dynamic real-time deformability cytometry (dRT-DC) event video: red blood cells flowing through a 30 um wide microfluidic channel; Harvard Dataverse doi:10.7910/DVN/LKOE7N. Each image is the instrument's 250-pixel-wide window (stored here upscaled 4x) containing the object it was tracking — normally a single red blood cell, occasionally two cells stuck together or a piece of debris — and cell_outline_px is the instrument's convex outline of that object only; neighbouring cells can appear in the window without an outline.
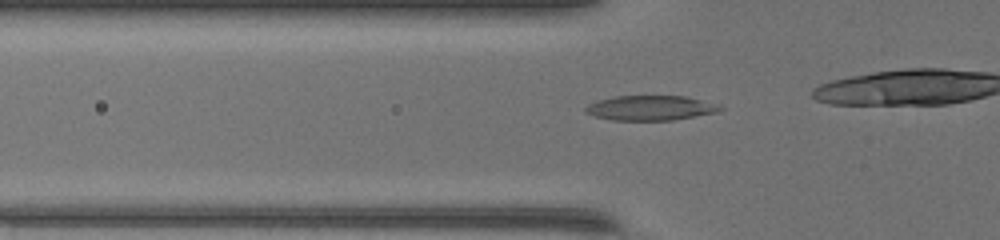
{"species": "common noctule bat (a hibernating species)", "species_latin": "Nyctalus noctula", "temperature_condition": "warm", "stored_images_in_passage": 36, "camera_frame_rate_fps": 3000, "um_per_image_px": 0.085, "animal": {"sex": "female", "body_mass_g": 17.0, "forearm_length_mm": 48.0}, "frame": {"image": 1, "passage_image": 14, "time_ms": 4.333, "image_size_px": [1000, 240], "cell_outline_px": [[724, 108], [720, 112], [672, 120], [612, 120], [596, 116], [584, 112], [584, 108], [588, 104], [596, 100], [616, 96], [684, 96], [720, 104]], "centroid_in_image_um": [55.32, 9.17], "position_along_channel_um": 70.5, "area_um2": 19.59}}
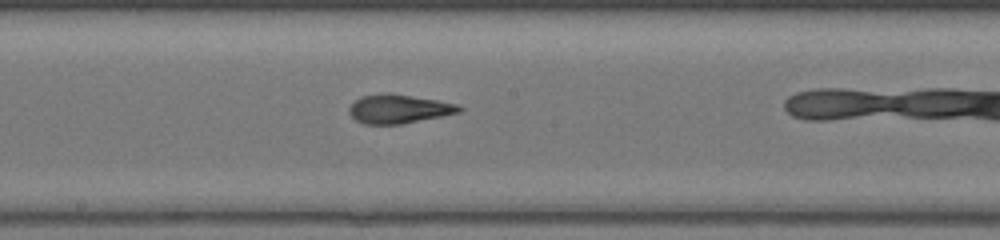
{"frame": {"image": 2, "passage_image": 24, "time_ms": 7.667, "image_size_px": [1000, 240], "cell_outline_px": [[464, 108], [460, 112], [400, 124], [364, 124], [356, 120], [348, 112], [348, 108], [360, 96], [388, 92], [460, 104]], "centroid_in_image_um": [33.88, 9.25], "position_along_channel_um": 214.3, "area_um2": 18.44}}
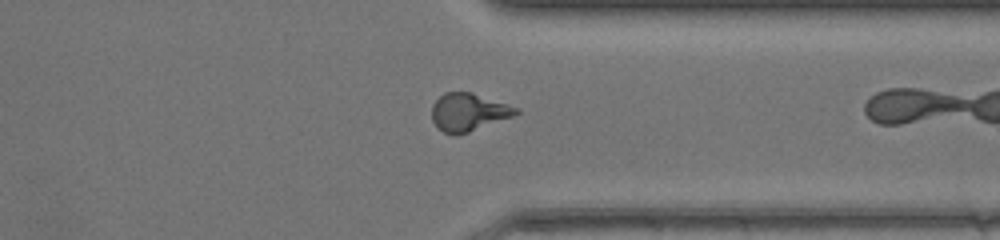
{"frame": {"image": 3, "passage_image": 35, "time_ms": 11.333, "image_size_px": [1000, 240], "cell_outline_px": [[520, 112], [512, 116], [468, 132], [452, 136], [436, 128], [432, 120], [432, 104], [444, 92], [472, 92], [520, 108]], "centroid_in_image_um": [39.79, 9.53], "position_along_channel_um": 371.6, "area_um2": 18.55}}